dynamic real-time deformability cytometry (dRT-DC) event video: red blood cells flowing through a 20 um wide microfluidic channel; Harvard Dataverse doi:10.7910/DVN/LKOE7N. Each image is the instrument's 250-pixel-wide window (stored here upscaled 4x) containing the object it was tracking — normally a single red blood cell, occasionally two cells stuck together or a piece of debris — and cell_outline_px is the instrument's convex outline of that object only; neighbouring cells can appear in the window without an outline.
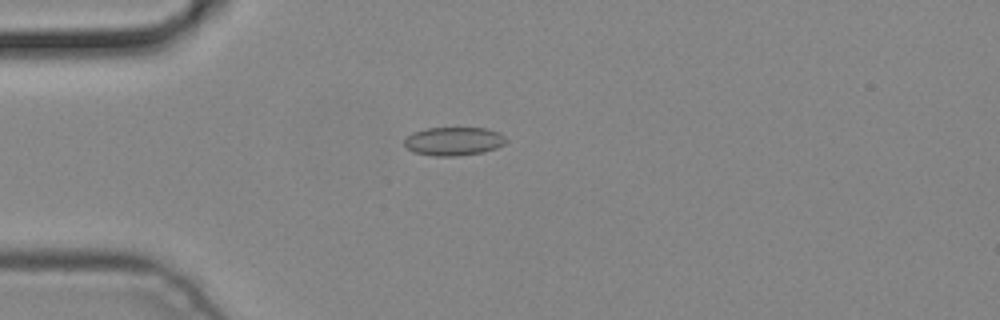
{"species": "common noctule bat (a hibernating species)", "species_latin": "Nyctalus noctula", "temperature_condition": "cold", "stored_images_in_passage": 2, "camera_frame_rate_fps": 3000, "um_per_image_px": 0.085, "animal": {"sex": "male", "body_mass_g": 19.2, "forearm_length_mm": 51.8}, "frame": {"image": 1, "passage_image": 1, "time_ms": 0.0, "image_size_px": [1000, 320], "cell_outline_px": [[508, 140], [504, 144], [496, 148], [484, 152], [456, 156], [432, 156], [412, 152], [404, 144], [404, 140], [412, 132], [428, 128], [488, 128], [500, 132]], "centroid_in_image_um": [38.58, 12.01], "position_along_channel_um": 46.4, "area_um2": 17.05}}